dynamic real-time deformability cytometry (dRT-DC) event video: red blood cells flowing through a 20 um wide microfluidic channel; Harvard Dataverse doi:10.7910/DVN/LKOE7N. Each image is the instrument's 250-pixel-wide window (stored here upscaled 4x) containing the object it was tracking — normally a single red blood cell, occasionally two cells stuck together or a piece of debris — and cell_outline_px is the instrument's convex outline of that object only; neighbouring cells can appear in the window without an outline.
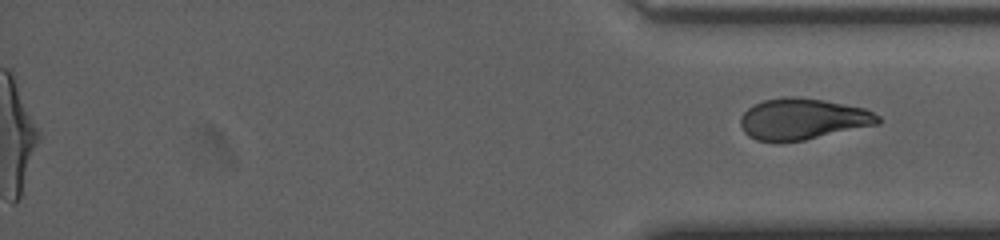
{"species": "human", "species_latin": "Homo sapiens", "temperature_condition": "cold", "stored_images_in_passage": 36, "segment_of_instrument_passage": [2, 2], "camera_frame_rate_fps": 3000, "um_per_image_px": 0.085, "donor": {"sex": "female"}, "frame": {"image": 1, "passage_image": 36, "time_ms": 11.667, "image_size_px": [1000, 240], "cell_outline_px": [[880, 124], [804, 140], [756, 140], [748, 136], [744, 132], [740, 124], [740, 116], [748, 108], [764, 100], [784, 96], [792, 96], [824, 100], [864, 108], [880, 116]], "centroid_in_image_um": [68.24, 10.1], "position_along_channel_um": 367.0, "area_um2": 32.71}}